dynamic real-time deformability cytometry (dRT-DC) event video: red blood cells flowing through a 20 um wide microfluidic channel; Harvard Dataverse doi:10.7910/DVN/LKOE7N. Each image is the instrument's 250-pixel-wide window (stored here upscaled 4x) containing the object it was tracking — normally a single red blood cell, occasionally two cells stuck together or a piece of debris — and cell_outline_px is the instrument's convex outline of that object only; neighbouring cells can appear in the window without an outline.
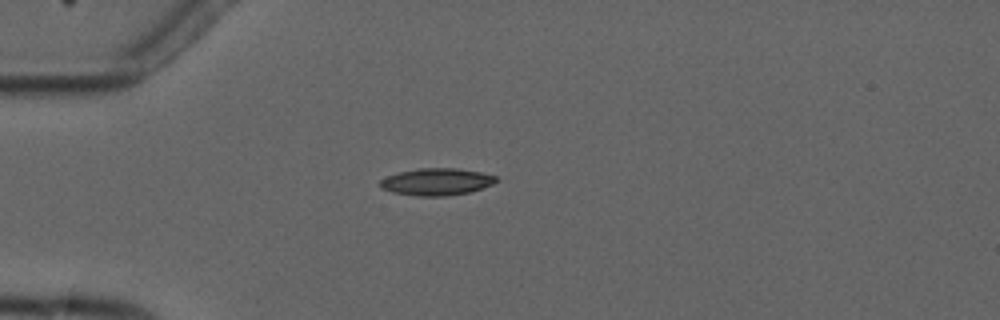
{"species": "common noctule bat (a hibernating species)", "species_latin": "Nyctalus noctula", "temperature_condition": "cold", "stored_images_in_passage": 2, "camera_frame_rate_fps": 3000, "um_per_image_px": 0.085, "animal": {"sex": "male", "forearm_length_mm": 52.5}, "frame": {"image": 1, "passage_image": 1, "time_ms": 0.0, "image_size_px": [1000, 320], "cell_outline_px": [[496, 180], [492, 184], [468, 192], [448, 196], [420, 196], [392, 192], [380, 188], [380, 180], [396, 172], [420, 168], [456, 168], [480, 172], [496, 176]], "centroid_in_image_um": [37.06, 15.44], "position_along_channel_um": 47.9, "area_um2": 18.15}}